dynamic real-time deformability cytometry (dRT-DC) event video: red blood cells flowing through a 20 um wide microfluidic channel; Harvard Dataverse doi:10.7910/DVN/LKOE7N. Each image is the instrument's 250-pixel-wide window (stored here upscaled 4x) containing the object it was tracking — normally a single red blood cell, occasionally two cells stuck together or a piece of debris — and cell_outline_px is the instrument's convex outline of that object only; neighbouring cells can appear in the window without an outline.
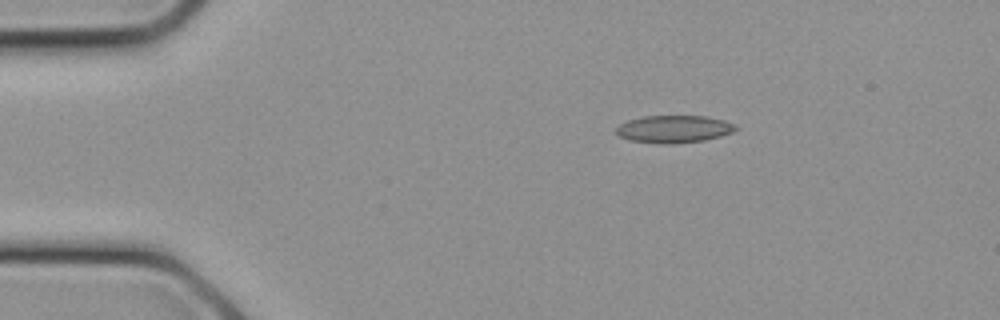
{"species": "common noctule bat (a hibernating species)", "species_latin": "Nyctalus noctula", "temperature_condition": "cold", "stored_images_in_passage": 4, "segment_of_instrument_passage": [1, 2], "camera_frame_rate_fps": 3000, "um_per_image_px": 0.085, "animal": {"sex": "female", "body_mass_g": 21.9}, "frame": {"image": 1, "passage_image": 1, "time_ms": 0.0, "image_size_px": [1000, 320], "cell_outline_px": [[740, 128], [732, 132], [720, 136], [704, 140], [668, 144], [660, 144], [628, 140], [612, 132], [620, 124], [628, 120], [644, 116], [704, 116], [724, 120], [736, 124]], "centroid_in_image_um": [57.26, 10.97], "position_along_channel_um": 27.7, "area_um2": 19.25}}